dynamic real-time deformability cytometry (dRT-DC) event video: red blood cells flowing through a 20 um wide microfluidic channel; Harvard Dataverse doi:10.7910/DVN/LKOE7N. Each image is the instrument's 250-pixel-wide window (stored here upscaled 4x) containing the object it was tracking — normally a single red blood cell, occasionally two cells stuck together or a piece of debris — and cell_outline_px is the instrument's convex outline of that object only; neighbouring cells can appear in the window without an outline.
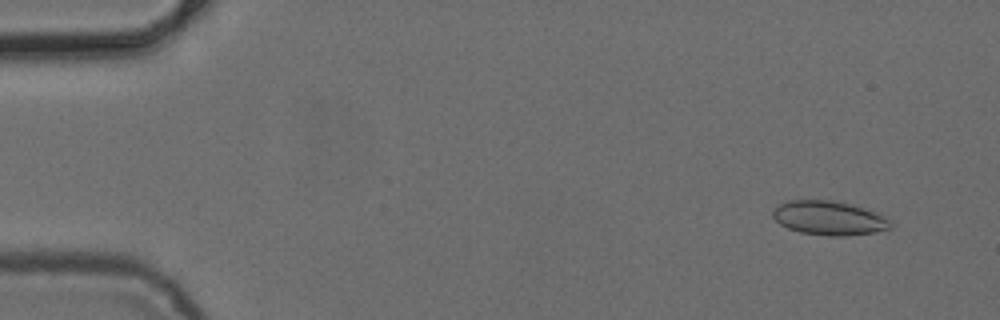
{"species": "common noctule bat (a hibernating species)", "species_latin": "Nyctalus noctula", "temperature_condition": "cold", "stored_images_in_passage": 5, "camera_frame_rate_fps": 3000, "um_per_image_px": 0.085, "animal": {"sex": "female", "body_mass_g": 24.6, "forearm_length_mm": 56.2}, "frame": {"image": 1, "passage_image": 1, "time_ms": 0.0, "image_size_px": [1000, 320], "cell_outline_px": [[892, 224], [888, 228], [872, 232], [848, 236], [828, 236], [800, 232], [788, 228], [780, 224], [772, 216], [772, 212], [780, 204], [788, 200], [832, 200], [864, 208], [888, 216], [892, 220]], "centroid_in_image_um": [70.48, 18.53], "position_along_channel_um": 14.5, "area_um2": 23.35}}
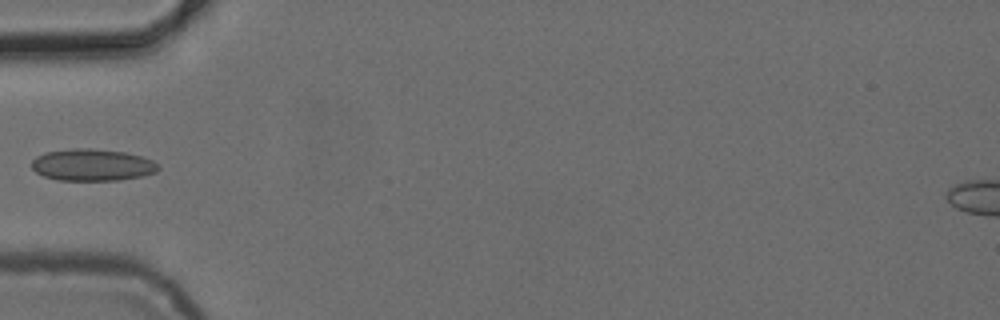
{"frame": {"image": 2, "passage_image": 4, "time_ms": 4.667, "image_size_px": [1000, 320], "cell_outline_px": [[160, 168], [156, 172], [144, 176], [120, 180], [60, 180], [44, 176], [36, 172], [32, 168], [32, 160], [36, 156], [44, 152], [72, 148], [92, 148], [124, 152], [140, 156], [152, 160], [160, 164]], "centroid_in_image_um": [7.86, 14.01], "position_along_channel_um": 77.1, "area_um2": 23.7}}
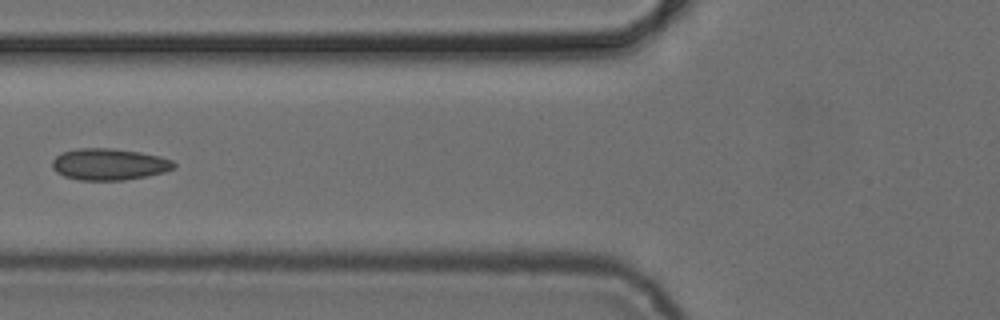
{"frame": {"image": 3, "passage_image": 5, "time_ms": 5.667, "image_size_px": [1000, 320], "cell_outline_px": [[176, 168], [164, 172], [124, 180], [80, 180], [64, 176], [56, 172], [52, 168], [52, 160], [56, 156], [64, 152], [76, 148], [112, 148], [140, 152], [160, 156], [172, 160], [176, 164]], "centroid_in_image_um": [9.28, 13.96], "position_along_channel_um": 116.5, "area_um2": 22.43}}